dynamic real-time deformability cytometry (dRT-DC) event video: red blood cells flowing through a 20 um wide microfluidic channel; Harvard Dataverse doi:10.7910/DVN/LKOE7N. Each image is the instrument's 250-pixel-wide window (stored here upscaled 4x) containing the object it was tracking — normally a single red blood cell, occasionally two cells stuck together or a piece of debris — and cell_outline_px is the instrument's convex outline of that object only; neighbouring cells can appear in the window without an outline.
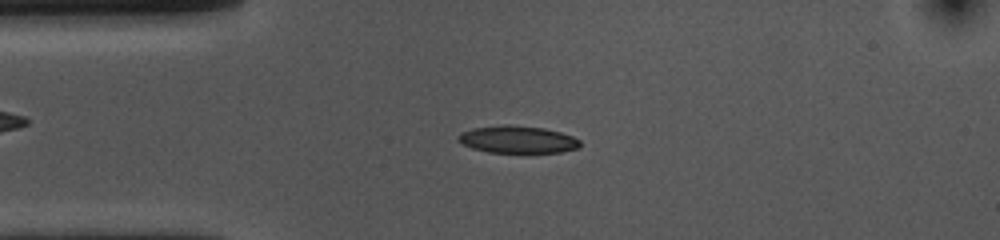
{"species": "common noctule bat (a hibernating species)", "species_latin": "Nyctalus noctula", "temperature_condition": "cold", "stored_images_in_passage": 53, "camera_frame_rate_fps": 3000, "um_per_image_px": 0.085, "animal": {"sex": "female", "body_mass_g": 10.0, "forearm_length_mm": 53.1}, "frame": {"image": 1, "passage_image": 11, "time_ms": 3.333, "image_size_px": [1000, 240], "cell_outline_px": [[580, 148], [560, 152], [488, 152], [472, 148], [456, 140], [456, 136], [460, 132], [472, 128], [500, 124], [508, 124], [544, 128], [560, 132], [572, 136], [580, 140]], "centroid_in_image_um": [43.96, 11.84], "position_along_channel_um": 41.0, "area_um2": 19.54}}
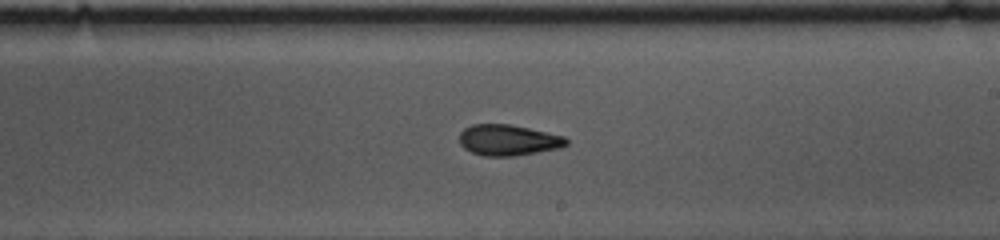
{"frame": {"image": 2, "passage_image": 29, "time_ms": 9.333, "image_size_px": [1000, 240], "cell_outline_px": [[568, 144], [560, 148], [516, 156], [484, 156], [472, 152], [464, 148], [460, 144], [460, 132], [464, 128], [472, 124], [512, 124], [564, 136], [568, 140]], "centroid_in_image_um": [43.2, 11.91], "position_along_channel_um": 245.8, "area_um2": 19.36}}
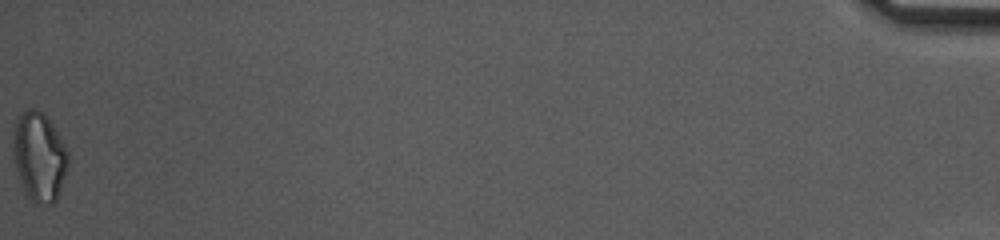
{"frame": {"image": 3, "passage_image": 53, "time_ms": 17.333, "image_size_px": [1000, 240], "cell_outline_px": [[68, 168], [56, 200], [52, 204], [36, 204], [24, 192], [12, 156], [12, 132], [16, 120], [24, 108], [36, 108], [44, 112], [48, 116], [60, 136], [68, 152]], "centroid_in_image_um": [3.31, 13.26], "position_along_channel_um": 431.9, "area_um2": 29.13}, "authors_computed_cell_mechanics": {"area_um2": 19.5364, "velocity_mm_per_s": 3.6676, "shape_relaxation_time_tau1_ms": 3.4414, "shape_relaxation_time_tau2_ms": 3.1561, "deformation_change_tau1": 0.137, "deformation_change_tau2": 0.1049}}